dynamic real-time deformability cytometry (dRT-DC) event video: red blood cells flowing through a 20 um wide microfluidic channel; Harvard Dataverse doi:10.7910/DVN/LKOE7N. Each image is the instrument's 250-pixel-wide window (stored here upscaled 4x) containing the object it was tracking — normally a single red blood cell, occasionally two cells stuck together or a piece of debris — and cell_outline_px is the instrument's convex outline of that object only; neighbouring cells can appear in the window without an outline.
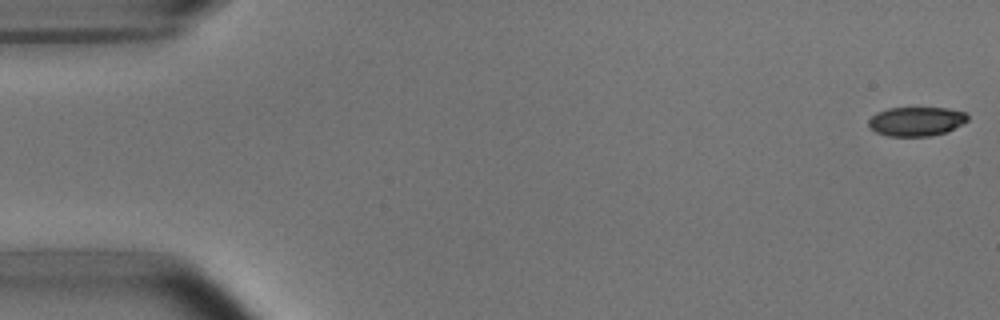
{"species": "common noctule bat (a hibernating species)", "species_latin": "Nyctalus noctula", "temperature_condition": "room temperature", "stored_images_in_passage": 52, "camera_frame_rate_fps": 3000, "um_per_image_px": 0.085, "animal": {"sex": "male", "body_mass_g": 15.6}, "frame": {"image": 1, "passage_image": 1, "time_ms": 0.0, "image_size_px": [1000, 320], "cell_outline_px": [[968, 120], [948, 132], [932, 136], [888, 136], [876, 132], [868, 124], [868, 120], [876, 112], [888, 108], [948, 108], [964, 112], [968, 116]], "centroid_in_image_um": [77.89, 10.32], "position_along_channel_um": 7.1, "area_um2": 16.88}}
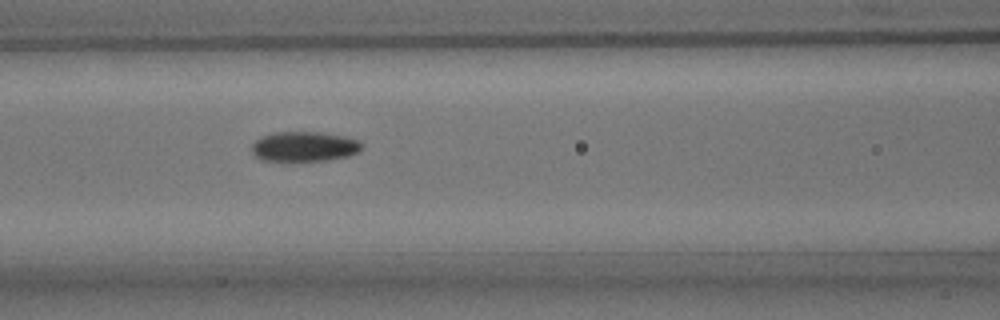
{"frame": {"image": 2, "passage_image": 22, "time_ms": 7.0, "image_size_px": [1000, 320], "cell_outline_px": [[364, 148], [348, 156], [328, 160], [260, 160], [252, 152], [252, 144], [260, 136], [276, 132], [320, 132], [344, 136], [356, 140], [364, 144]], "centroid_in_image_um": [25.86, 12.44], "position_along_channel_um": 140.7, "area_um2": 19.07}}
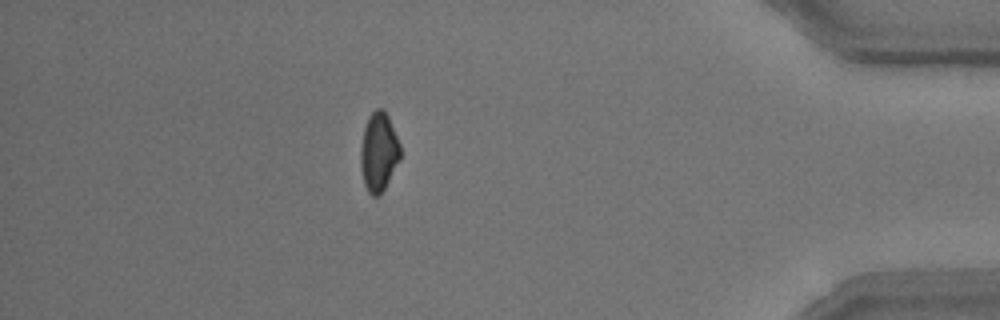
{"frame": {"image": 3, "passage_image": 46, "time_ms": 15.0, "image_size_px": [1000, 320], "cell_outline_px": [[400, 160], [380, 196], [372, 196], [368, 192], [364, 184], [360, 164], [360, 152], [364, 128], [368, 116], [376, 108], [384, 108], [388, 116], [400, 144]], "centroid_in_image_um": [32.19, 12.92], "position_along_channel_um": 403.0, "area_um2": 18.32}, "authors_computed_cell_mechanics": {"area_um2": 18.7561, "velocity_mm_per_s": 3.8266, "shape_relaxation_time_tau1_ms": 3.3465, "shape_relaxation_time_tau2_ms": 5.1168, "deformation_change_tau1": 0.1093, "deformation_change_tau2": 0.0843}}